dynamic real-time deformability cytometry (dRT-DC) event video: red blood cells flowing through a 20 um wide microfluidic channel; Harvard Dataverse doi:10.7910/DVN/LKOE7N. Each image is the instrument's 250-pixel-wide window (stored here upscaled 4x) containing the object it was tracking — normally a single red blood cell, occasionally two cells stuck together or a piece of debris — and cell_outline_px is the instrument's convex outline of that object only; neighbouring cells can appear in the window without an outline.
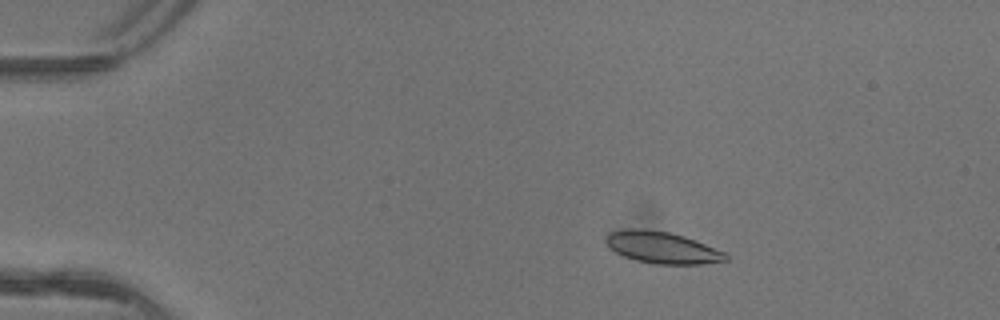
{"species": "common noctule bat (a hibernating species)", "species_latin": "Nyctalus noctula", "temperature_condition": "warm", "stored_images_in_passage": 4, "camera_frame_rate_fps": 3000, "um_per_image_px": 0.085, "animal": {"sex": "female"}, "frame": {"image": 1, "passage_image": 2, "time_ms": 0.333, "image_size_px": [1000, 320], "cell_outline_px": [[728, 260], [700, 264], [656, 264], [636, 260], [624, 256], [616, 252], [604, 240], [608, 232], [628, 228], [640, 228], [668, 232], [684, 236], [724, 252], [728, 256]], "centroid_in_image_um": [56.25, 21.03], "position_along_channel_um": 28.7, "area_um2": 21.91}}